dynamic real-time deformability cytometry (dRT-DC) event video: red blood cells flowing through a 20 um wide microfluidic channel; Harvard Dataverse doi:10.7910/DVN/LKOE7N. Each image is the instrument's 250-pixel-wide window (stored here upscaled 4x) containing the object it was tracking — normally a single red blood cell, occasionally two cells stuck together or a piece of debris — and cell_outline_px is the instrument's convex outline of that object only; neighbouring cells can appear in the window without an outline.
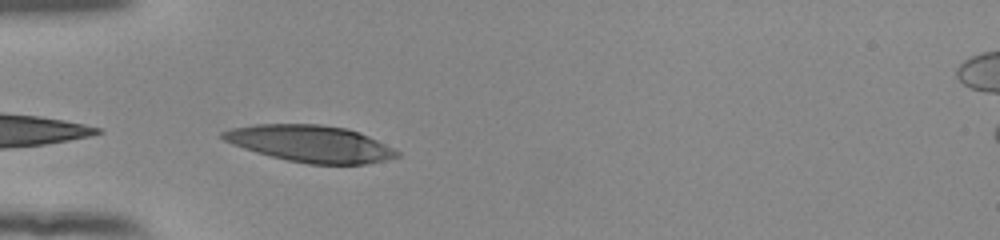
{"species": "human", "species_latin": "Homo sapiens", "temperature_condition": "room temperature", "stored_images_in_passage": 17, "camera_frame_rate_fps": 3000, "um_per_image_px": 0.085, "donor": {"sex": "female"}, "frame": {"image": 1, "passage_image": 1, "time_ms": 0.0, "image_size_px": [1000, 240], "cell_outline_px": [[400, 156], [384, 160], [364, 164], [308, 164], [288, 160], [256, 152], [232, 144], [224, 140], [220, 136], [220, 132], [232, 128], [256, 124], [320, 124], [348, 128], [360, 132], [400, 152]], "centroid_in_image_um": [26.37, 12.2], "position_along_channel_um": 58.6, "area_um2": 37.11}}
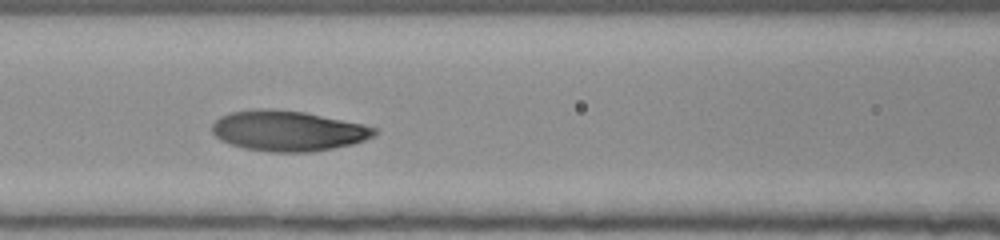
{"frame": {"image": 2, "passage_image": 8, "time_ms": 2.333, "image_size_px": [1000, 240], "cell_outline_px": [[380, 132], [376, 136], [352, 144], [312, 152], [272, 152], [244, 148], [220, 140], [212, 132], [212, 124], [220, 116], [232, 112], [304, 112], [364, 124], [376, 128]], "centroid_in_image_um": [24.56, 11.17], "position_along_channel_um": 142.0, "area_um2": 37.11}}
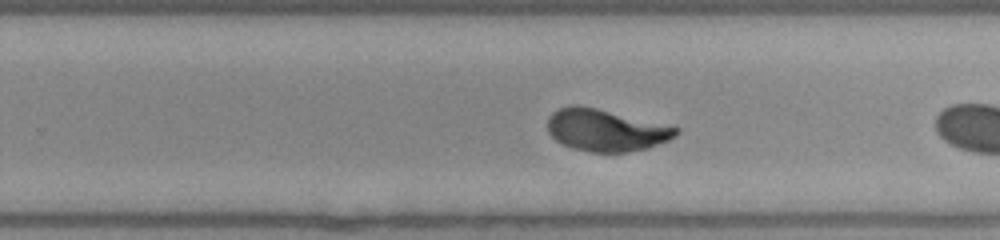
{"frame": {"image": 3, "passage_image": 16, "time_ms": 5.0, "image_size_px": [1000, 240], "cell_outline_px": [[680, 132], [676, 136], [668, 140], [648, 148], [628, 152], [588, 152], [572, 148], [556, 140], [548, 132], [548, 116], [552, 112], [560, 108], [572, 104], [576, 104], [596, 108], [680, 128]], "centroid_in_image_um": [51.48, 11.07], "position_along_channel_um": 278.3, "area_um2": 31.33}}